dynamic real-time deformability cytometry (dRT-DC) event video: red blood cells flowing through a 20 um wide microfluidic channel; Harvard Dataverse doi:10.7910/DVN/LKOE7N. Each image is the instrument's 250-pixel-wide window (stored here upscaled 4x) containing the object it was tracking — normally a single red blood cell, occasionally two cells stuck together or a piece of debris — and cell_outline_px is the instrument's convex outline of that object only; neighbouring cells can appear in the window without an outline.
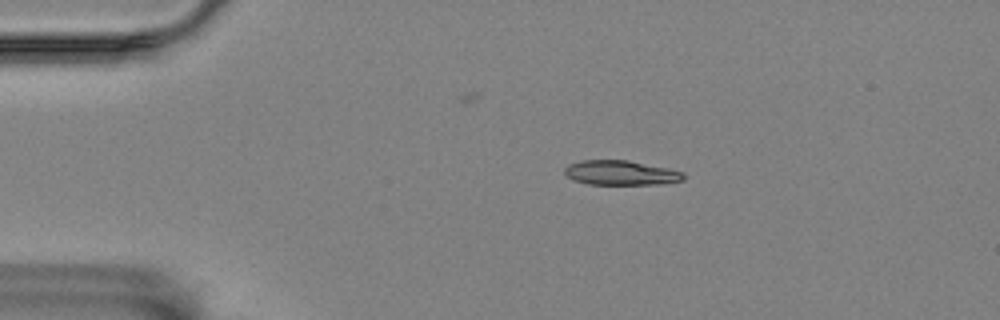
{"species": "Egyptian fruit bat (a non-hibernating species)", "species_latin": "Rousettus aegyptiacus", "temperature_condition": "room temperature", "stored_images_in_passage": 4, "camera_frame_rate_fps": 3000, "um_per_image_px": 0.085, "animal": {"sex": "female"}, "frame": {"image": 1, "passage_image": 1, "time_ms": 0.0, "image_size_px": [1000, 320], "cell_outline_px": [[684, 180], [660, 184], [588, 184], [572, 180], [564, 172], [564, 168], [568, 164], [580, 160], [628, 160], [668, 168], [684, 172]], "centroid_in_image_um": [52.75, 14.68], "position_along_channel_um": 32.2, "area_um2": 17.11}}
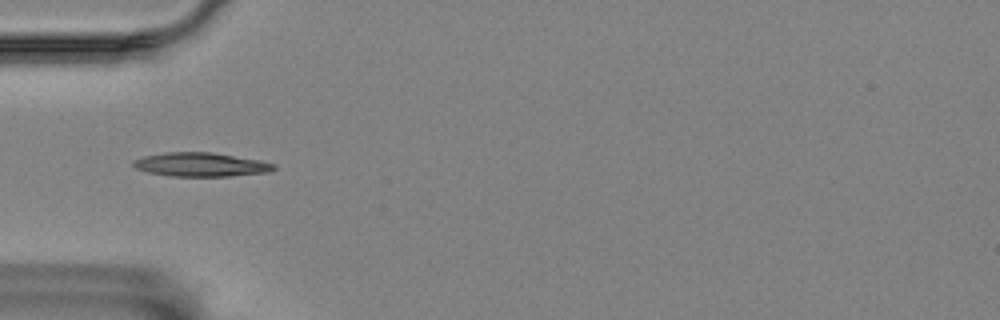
{"frame": {"image": 2, "passage_image": 3, "time_ms": 2.333, "image_size_px": [1000, 320], "cell_outline_px": [[276, 168], [272, 172], [228, 176], [172, 176], [148, 172], [136, 168], [132, 164], [132, 160], [144, 156], [168, 152], [208, 152], [260, 160], [276, 164]], "centroid_in_image_um": [17.09, 13.99], "position_along_channel_um": 67.9, "area_um2": 19.48}}
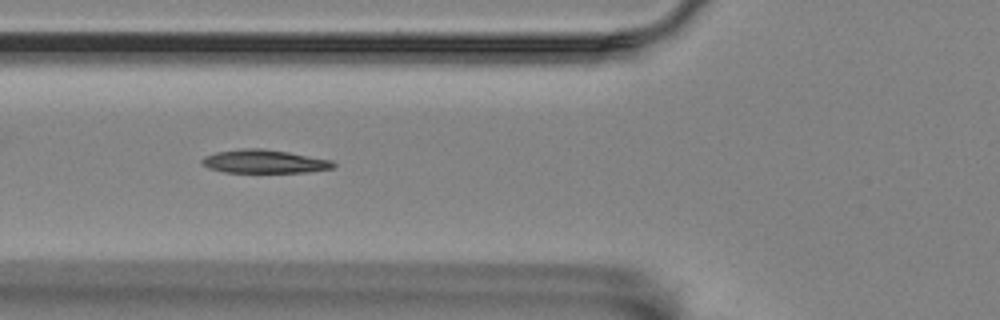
{"frame": {"image": 3, "passage_image": 4, "time_ms": 3.333, "image_size_px": [1000, 320], "cell_outline_px": [[336, 164], [332, 168], [308, 172], [224, 172], [208, 168], [200, 164], [200, 160], [204, 156], [216, 152], [240, 148], [260, 148], [288, 152], [332, 160]], "centroid_in_image_um": [22.41, 13.72], "position_along_channel_um": 103.4, "area_um2": 17.98}}